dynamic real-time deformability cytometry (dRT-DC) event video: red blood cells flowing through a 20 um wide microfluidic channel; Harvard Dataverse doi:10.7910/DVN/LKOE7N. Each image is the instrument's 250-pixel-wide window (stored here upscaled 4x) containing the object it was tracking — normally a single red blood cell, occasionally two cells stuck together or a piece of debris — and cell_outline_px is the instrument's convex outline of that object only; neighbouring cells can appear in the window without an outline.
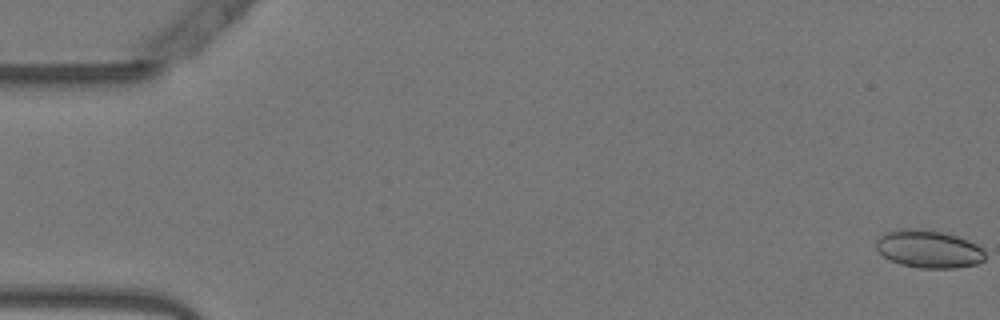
{"species": "Egyptian fruit bat (a non-hibernating species)", "species_latin": "Rousettus aegyptiacus", "temperature_condition": "warm", "stored_images_in_passage": 54, "camera_frame_rate_fps": 3000, "um_per_image_px": 0.085, "animal": {"sex": "female"}, "frame": {"image": 1, "passage_image": 1, "time_ms": 0.0, "image_size_px": [1000, 320], "cell_outline_px": [[984, 260], [976, 264], [956, 268], [920, 268], [900, 264], [888, 260], [876, 248], [876, 240], [884, 232], [900, 228], [916, 228], [940, 232], [956, 236], [968, 240], [976, 244], [984, 252]], "centroid_in_image_um": [78.89, 21.16], "position_along_channel_um": 6.1, "area_um2": 23.99}}
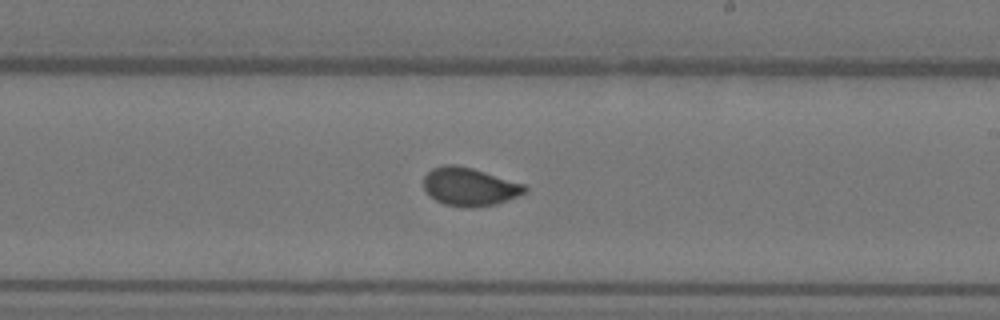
{"frame": {"image": 2, "passage_image": 32, "time_ms": 10.333, "image_size_px": [1000, 320], "cell_outline_px": [[528, 188], [524, 192], [516, 196], [496, 204], [472, 208], [464, 208], [444, 204], [436, 200], [424, 188], [424, 176], [432, 168], [444, 164], [456, 164], [472, 168], [524, 184]], "centroid_in_image_um": [39.89, 15.87], "position_along_channel_um": 249.1, "area_um2": 22.37}}
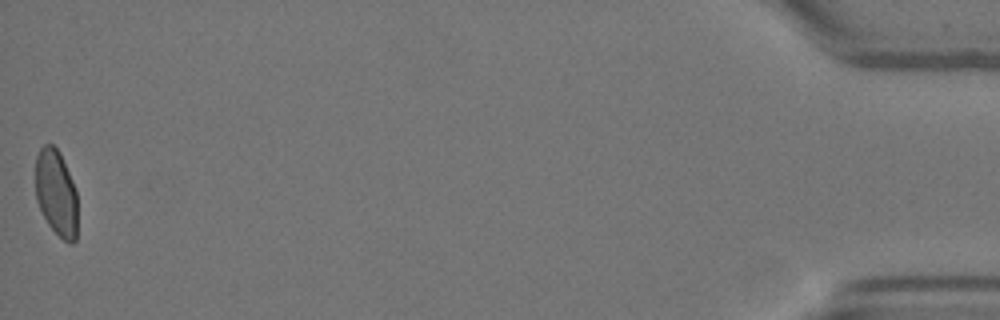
{"frame": {"image": 3, "passage_image": 54, "time_ms": 17.667, "image_size_px": [1000, 320], "cell_outline_px": [[76, 240], [72, 244], [68, 244], [48, 224], [36, 200], [36, 156], [40, 148], [44, 144], [52, 144], [60, 152], [72, 180], [76, 192]], "centroid_in_image_um": [4.77, 16.38], "position_along_channel_um": 430.4, "area_um2": 20.98}, "authors_computed_cell_mechanics": {"area_um2": 22.4553, "velocity_mm_per_s": 3.7929, "shape_relaxation_time_tau1_ms": 7.5103, "shape_relaxation_time_tau2_ms": null, "deformation_change_tau1": 0.1577, "deformation_change_tau2": null}}